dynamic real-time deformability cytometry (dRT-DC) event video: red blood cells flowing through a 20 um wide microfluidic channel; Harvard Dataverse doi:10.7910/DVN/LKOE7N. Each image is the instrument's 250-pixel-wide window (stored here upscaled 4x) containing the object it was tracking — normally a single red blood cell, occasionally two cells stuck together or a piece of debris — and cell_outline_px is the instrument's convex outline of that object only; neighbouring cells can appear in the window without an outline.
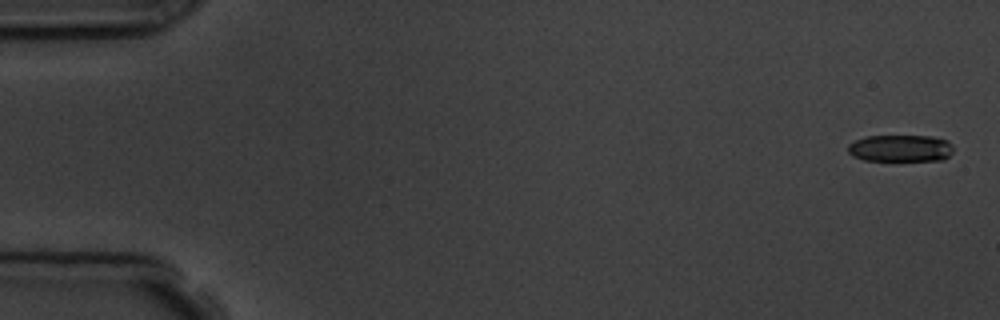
{"species": "common noctule bat (a hibernating species)", "species_latin": "Nyctalus noctula", "temperature_condition": "room temperature", "stored_images_in_passage": 3, "camera_frame_rate_fps": 3000, "um_per_image_px": 0.085, "animal": {"sex": "male", "body_mass_g": 19.5, "forearm_length_mm": 54.6}, "frame": {"image": 1, "passage_image": 1, "time_ms": 0.0, "image_size_px": [1000, 320], "cell_outline_px": [[952, 152], [944, 160], [864, 160], [852, 156], [848, 152], [848, 144], [864, 136], [932, 136], [948, 140], [952, 144]], "centroid_in_image_um": [76.54, 12.59], "position_along_channel_um": 8.5, "area_um2": 16.59}}